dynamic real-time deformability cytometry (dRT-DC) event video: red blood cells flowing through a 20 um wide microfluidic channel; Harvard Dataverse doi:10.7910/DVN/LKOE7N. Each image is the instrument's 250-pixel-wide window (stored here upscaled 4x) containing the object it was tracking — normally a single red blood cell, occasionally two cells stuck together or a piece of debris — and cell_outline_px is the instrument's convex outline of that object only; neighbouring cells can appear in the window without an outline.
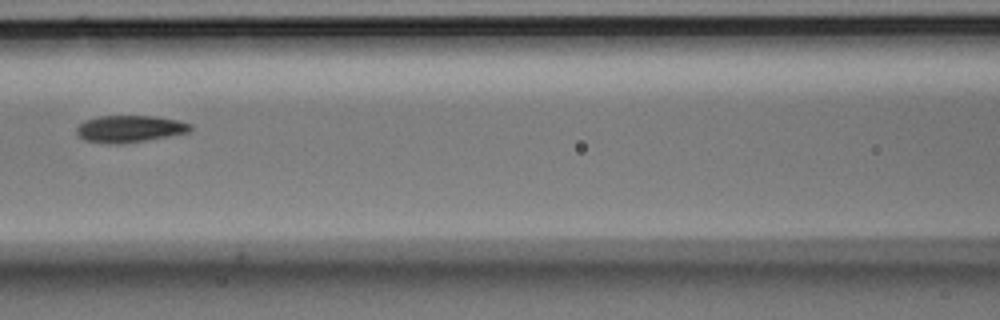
{"species": "Egyptian fruit bat (a non-hibernating species)", "species_latin": "Rousettus aegyptiacus", "temperature_condition": "room temperature", "stored_images_in_passage": 7, "camera_frame_rate_fps": 3000, "um_per_image_px": 0.085, "animal": {"sex": "male"}, "frame": {"image": 1, "passage_image": 5, "time_ms": 1.333, "image_size_px": [1000, 320], "cell_outline_px": [[192, 128], [188, 132], [168, 136], [120, 144], [108, 144], [84, 140], [76, 132], [76, 128], [84, 120], [96, 116], [156, 116], [176, 120], [192, 124]], "centroid_in_image_um": [10.99, 10.94], "position_along_channel_um": 155.6, "area_um2": 17.8}}
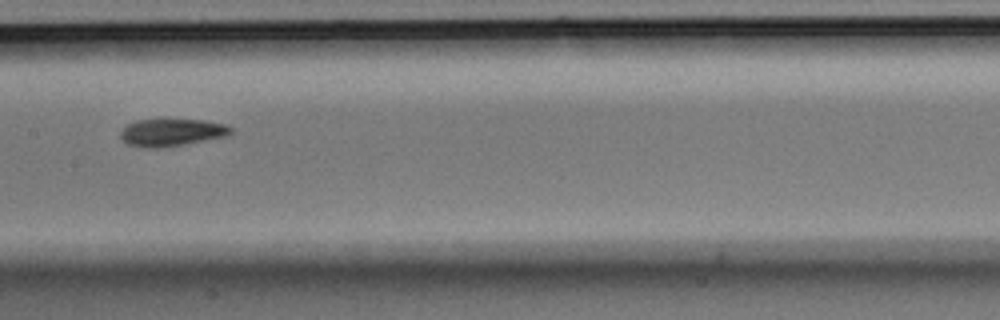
{"frame": {"image": 2, "passage_image": 6, "time_ms": 1.667, "image_size_px": [1000, 320], "cell_outline_px": [[232, 132], [224, 136], [180, 144], [156, 148], [148, 148], [128, 144], [120, 136], [120, 132], [128, 124], [136, 120], [160, 116], [168, 116], [204, 120], [228, 124], [232, 128]], "centroid_in_image_um": [14.57, 11.17], "position_along_channel_um": 192.8, "area_um2": 18.21}}
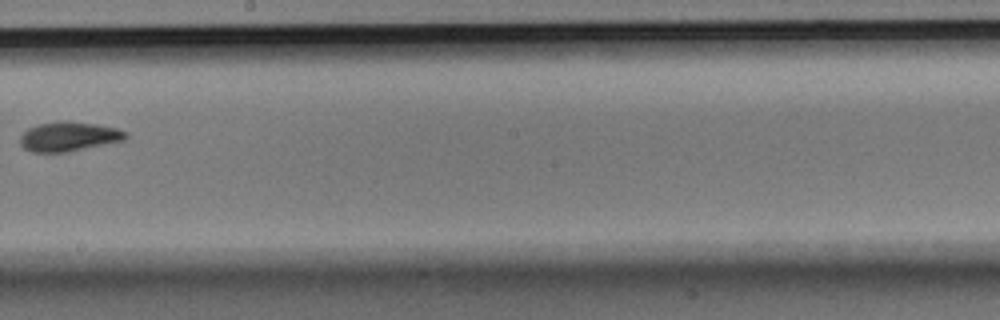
{"frame": {"image": 3, "passage_image": 7, "time_ms": 2.0, "image_size_px": [1000, 320], "cell_outline_px": [[128, 136], [124, 140], [64, 152], [32, 152], [24, 148], [20, 144], [20, 136], [28, 128], [40, 124], [64, 120], [96, 124], [116, 128], [128, 132]], "centroid_in_image_um": [5.84, 11.59], "position_along_channel_um": 242.4, "area_um2": 17.92}}